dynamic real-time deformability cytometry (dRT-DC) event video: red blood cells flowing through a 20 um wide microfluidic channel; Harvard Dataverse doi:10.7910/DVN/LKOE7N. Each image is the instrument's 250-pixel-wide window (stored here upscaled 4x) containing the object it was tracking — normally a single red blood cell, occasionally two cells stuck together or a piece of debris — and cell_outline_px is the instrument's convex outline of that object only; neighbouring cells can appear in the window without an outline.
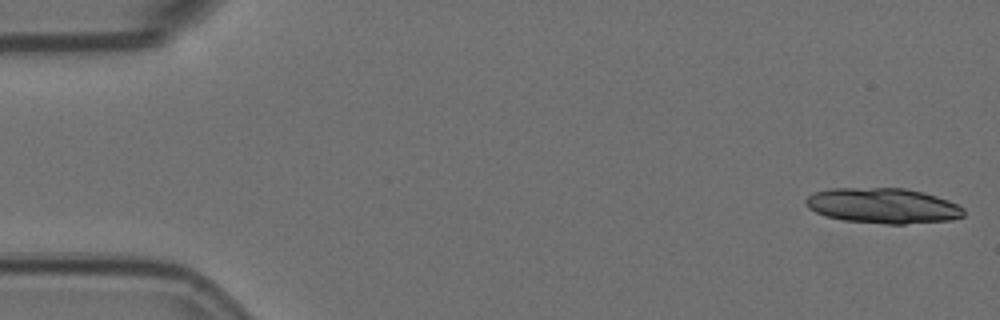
{"species": "Egyptian fruit bat (a non-hibernating species)", "species_latin": "Rousettus aegyptiacus", "temperature_condition": "room temperature", "stored_images_in_passage": 22, "segment_of_instrument_passage": [1, 2], "camera_frame_rate_fps": 3000, "um_per_image_px": 0.085, "animal": {"sex": "female"}, "frame": {"image": 1, "passage_image": 1, "time_ms": 0.0, "image_size_px": [1000, 320], "cell_outline_px": [[964, 216], [952, 220], [904, 224], [884, 224], [844, 220], [824, 216], [808, 208], [804, 200], [812, 192], [828, 188], [904, 188], [924, 192], [948, 200], [964, 208]], "centroid_in_image_um": [75.03, 17.48], "position_along_channel_um": 10.0, "area_um2": 32.77}}